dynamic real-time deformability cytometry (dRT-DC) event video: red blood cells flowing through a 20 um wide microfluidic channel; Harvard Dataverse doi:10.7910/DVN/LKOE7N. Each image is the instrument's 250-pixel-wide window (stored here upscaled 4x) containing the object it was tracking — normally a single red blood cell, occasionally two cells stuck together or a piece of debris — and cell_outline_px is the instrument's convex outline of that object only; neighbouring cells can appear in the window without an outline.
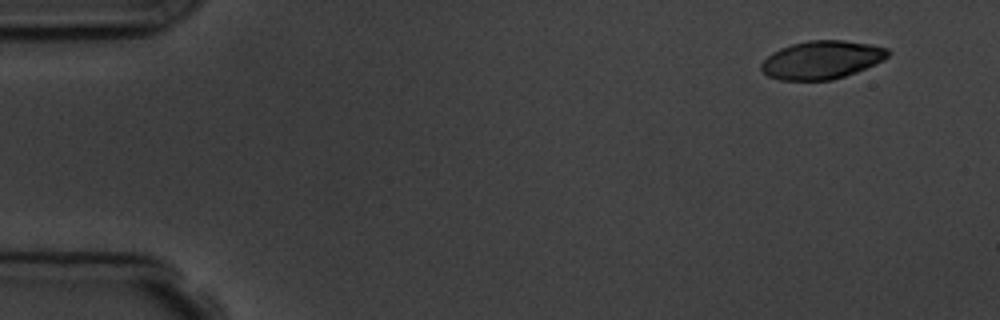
{"species": "common noctule bat (a hibernating species)", "species_latin": "Nyctalus noctula", "temperature_condition": "room temperature", "stored_images_in_passage": 5, "camera_frame_rate_fps": 3000, "um_per_image_px": 0.085, "animal": {"sex": "male", "body_mass_g": 19.5, "forearm_length_mm": 54.6}, "frame": {"image": 1, "passage_image": 1, "time_ms": 0.0, "image_size_px": [1000, 320], "cell_outline_px": [[892, 52], [884, 60], [876, 64], [856, 72], [832, 80], [780, 80], [768, 76], [760, 68], [760, 64], [772, 52], [780, 48], [792, 44], [808, 40], [844, 40], [872, 44], [888, 48]], "centroid_in_image_um": [69.88, 5.08], "position_along_channel_um": 15.1, "area_um2": 28.38}}